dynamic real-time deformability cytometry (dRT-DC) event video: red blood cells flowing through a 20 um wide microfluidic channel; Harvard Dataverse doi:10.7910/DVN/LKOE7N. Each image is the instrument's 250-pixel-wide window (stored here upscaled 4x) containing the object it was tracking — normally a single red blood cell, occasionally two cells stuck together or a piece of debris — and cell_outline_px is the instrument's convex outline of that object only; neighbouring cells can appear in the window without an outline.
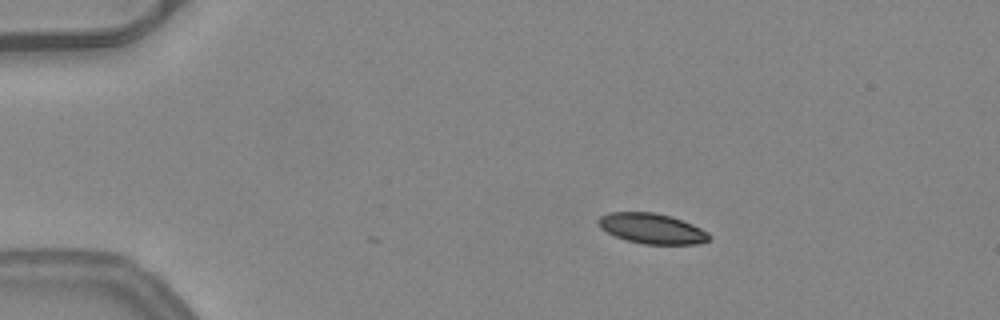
{"species": "common noctule bat (a hibernating species)", "species_latin": "Nyctalus noctula", "temperature_condition": "warm", "stored_images_in_passage": 32, "camera_frame_rate_fps": 3000, "um_per_image_px": 0.085, "animal": {"sex": "female", "body_mass_g": 24.6, "forearm_length_mm": 56.2}, "frame": {"image": 1, "passage_image": 1, "time_ms": 0.0, "image_size_px": [1000, 320], "cell_outline_px": [[712, 236], [708, 240], [696, 244], [644, 244], [628, 240], [616, 236], [600, 228], [596, 224], [596, 220], [600, 216], [608, 212], [656, 212], [672, 216], [692, 224], [708, 232]], "centroid_in_image_um": [55.39, 19.41], "position_along_channel_um": 29.6, "area_um2": 19.65}}
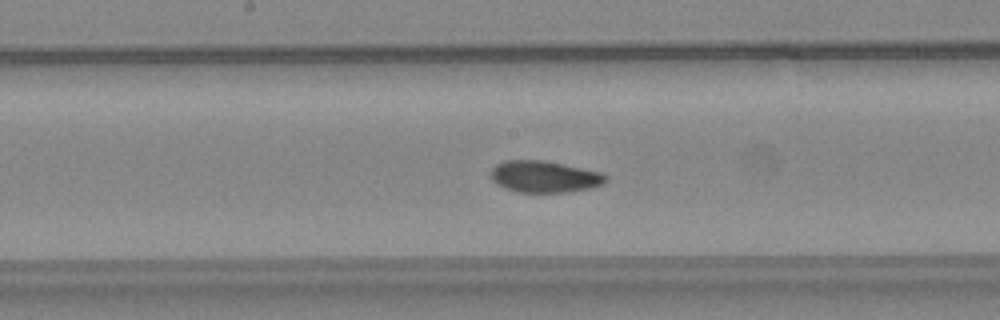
{"frame": {"image": 2, "passage_image": 19, "time_ms": 6.0, "image_size_px": [1000, 320], "cell_outline_px": [[608, 180], [604, 184], [592, 188], [568, 192], [516, 192], [504, 188], [496, 184], [492, 180], [492, 168], [496, 164], [504, 160], [544, 160], [600, 172], [608, 176]], "centroid_in_image_um": [46.29, 15.02], "position_along_channel_um": 201.9, "area_um2": 21.33}}
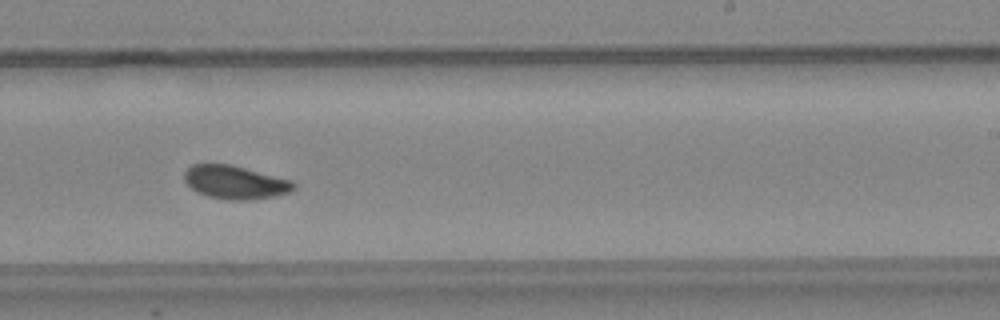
{"frame": {"image": 3, "passage_image": 24, "time_ms": 7.667, "image_size_px": [1000, 320], "cell_outline_px": [[296, 188], [288, 192], [276, 196], [248, 200], [228, 200], [208, 196], [196, 192], [184, 180], [184, 172], [192, 164], [228, 164], [292, 180], [296, 184]], "centroid_in_image_um": [19.99, 15.5], "position_along_channel_um": 269.0, "area_um2": 21.15}, "authors_computed_cell_mechanics": {"area_um2": 21.1259, "velocity_mm_per_s": 4.0431, "shape_relaxation_time_tau1_ms": 3.5798, "shape_relaxation_time_tau2_ms": 3.3363, "deformation_change_tau1": 0.1137, "deformation_change_tau2": 0.0684}}